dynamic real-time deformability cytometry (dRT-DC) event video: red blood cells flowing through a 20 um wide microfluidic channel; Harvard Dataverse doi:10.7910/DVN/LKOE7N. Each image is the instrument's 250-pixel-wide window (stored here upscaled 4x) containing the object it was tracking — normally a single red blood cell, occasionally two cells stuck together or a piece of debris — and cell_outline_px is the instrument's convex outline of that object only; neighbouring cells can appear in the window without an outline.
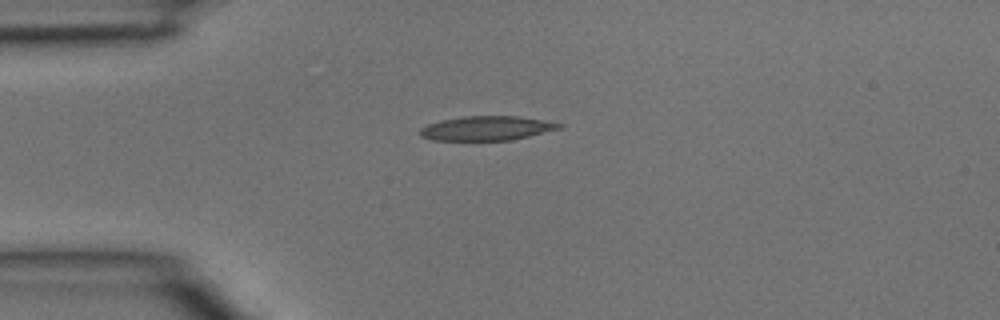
{"species": "common noctule bat (a hibernating species)", "species_latin": "Nyctalus noctula", "temperature_condition": "room temperature", "stored_images_in_passage": 3, "camera_frame_rate_fps": 3000, "um_per_image_px": 0.085, "animal": {"sex": "male", "body_mass_g": 15.6}, "frame": {"image": 1, "passage_image": 2, "time_ms": 0.333, "image_size_px": [1000, 320], "cell_outline_px": [[564, 128], [512, 140], [432, 140], [420, 136], [420, 128], [428, 124], [440, 120], [464, 116], [516, 116], [544, 120], [564, 124]], "centroid_in_image_um": [41.4, 10.9], "position_along_channel_um": 43.6, "area_um2": 19.83}}